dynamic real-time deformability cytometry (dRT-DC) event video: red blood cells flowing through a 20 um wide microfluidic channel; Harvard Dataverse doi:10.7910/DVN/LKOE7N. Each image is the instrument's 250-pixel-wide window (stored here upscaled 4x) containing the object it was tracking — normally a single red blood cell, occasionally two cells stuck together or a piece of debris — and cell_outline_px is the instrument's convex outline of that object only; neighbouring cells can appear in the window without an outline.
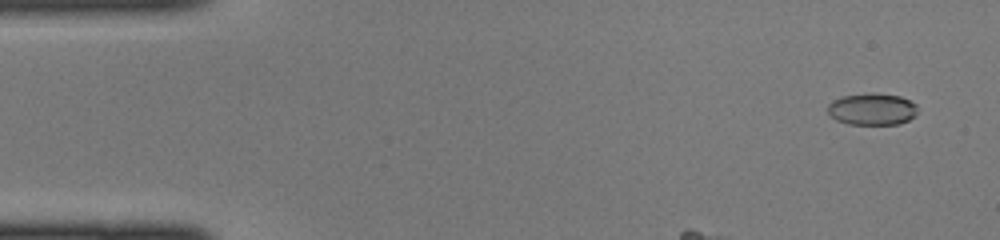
{"species": "common noctule bat (a hibernating species)", "species_latin": "Nyctalus noctula", "temperature_condition": "cold", "stored_images_in_passage": 13, "camera_frame_rate_fps": 3000, "um_per_image_px": 0.085, "animal": {"sex": "female", "body_mass_g": 22.0, "forearm_length_mm": 56.7}, "frame": {"image": 1, "passage_image": 3, "time_ms": 0.667, "image_size_px": [1000, 240], "cell_outline_px": [[916, 116], [908, 120], [896, 124], [848, 124], [836, 120], [828, 112], [828, 104], [832, 100], [840, 96], [872, 92], [900, 96], [916, 104]], "centroid_in_image_um": [74.11, 9.26], "position_along_channel_um": 10.9, "area_um2": 16.76}}